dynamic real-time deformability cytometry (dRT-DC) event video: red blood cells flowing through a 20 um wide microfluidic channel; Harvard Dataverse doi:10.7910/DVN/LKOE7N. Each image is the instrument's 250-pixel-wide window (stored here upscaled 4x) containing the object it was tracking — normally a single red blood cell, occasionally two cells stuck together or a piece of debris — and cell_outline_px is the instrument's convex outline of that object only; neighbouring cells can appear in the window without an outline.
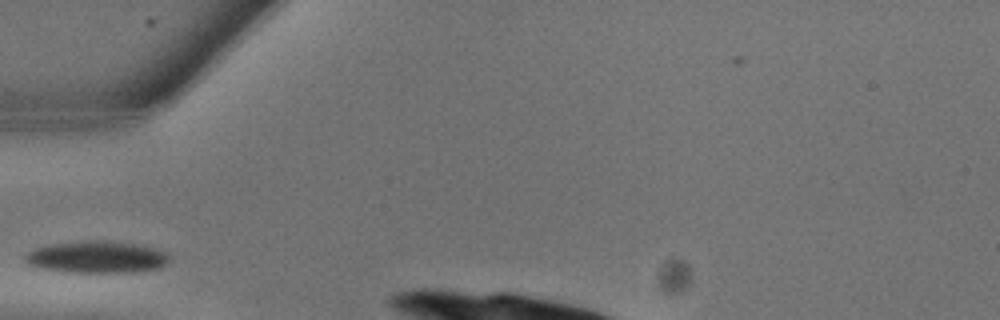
{"species": "common noctule bat (a hibernating species)", "species_latin": "Nyctalus noctula", "temperature_condition": "warm", "stored_images_in_passage": 5, "camera_frame_rate_fps": 3000, "um_per_image_px": 0.085, "animal": {"sex": "male", "body_mass_g": 13.3}, "frame": {"image": 1, "passage_image": 1, "time_ms": 0.0, "image_size_px": [1000, 320], "cell_outline_px": [[168, 260], [160, 268], [140, 272], [64, 272], [36, 268], [28, 264], [24, 260], [24, 256], [28, 252], [36, 248], [52, 244], [80, 240], [108, 240], [140, 244], [156, 248], [168, 252]], "centroid_in_image_um": [8.23, 21.84], "position_along_channel_um": 76.8, "area_um2": 27.4}}
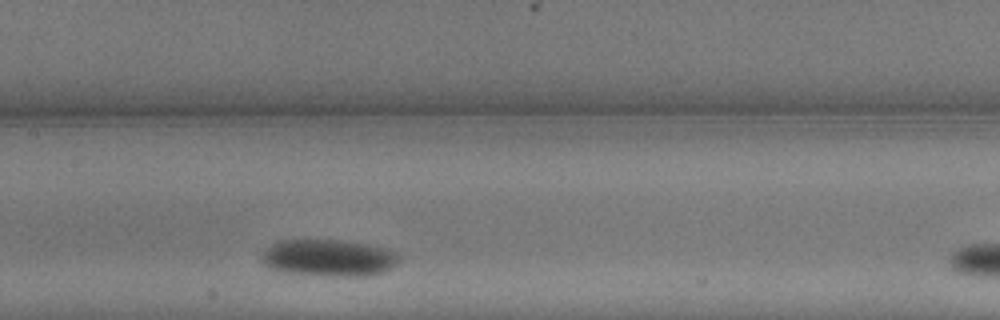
{"frame": {"image": 2, "passage_image": 5, "time_ms": 1.333, "image_size_px": [1000, 320], "cell_outline_px": [[400, 260], [388, 272], [368, 276], [332, 276], [284, 272], [268, 268], [260, 260], [264, 252], [272, 244], [284, 240], [344, 240], [384, 248], [400, 252]], "centroid_in_image_um": [28.0, 21.93], "position_along_channel_um": 179.4, "area_um2": 29.77}}